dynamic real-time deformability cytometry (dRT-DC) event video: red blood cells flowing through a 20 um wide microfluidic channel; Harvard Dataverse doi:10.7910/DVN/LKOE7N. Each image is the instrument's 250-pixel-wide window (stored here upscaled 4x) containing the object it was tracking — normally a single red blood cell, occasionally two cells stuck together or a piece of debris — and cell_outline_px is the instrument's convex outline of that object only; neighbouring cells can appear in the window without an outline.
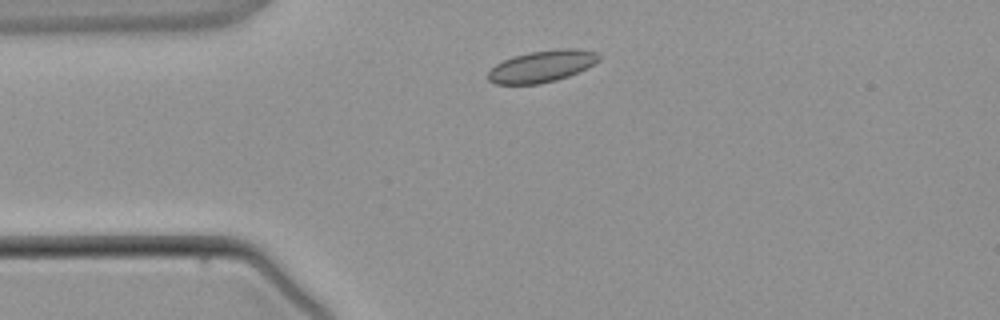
{"species": "common noctule bat (a hibernating species)", "species_latin": "Nyctalus noctula", "temperature_condition": "warm", "stored_images_in_passage": 1, "camera_frame_rate_fps": 3000, "um_per_image_px": 0.085, "animal": {"sex": "male", "body_mass_g": 21.5, "forearm_length_mm": 52.0}, "frame": {"image": 1, "passage_image": 1, "time_ms": 0.0, "image_size_px": [1000, 320], "cell_outline_px": [[600, 60], [588, 68], [568, 76], [556, 80], [540, 84], [496, 84], [488, 80], [488, 72], [496, 64], [512, 56], [528, 52], [560, 48], [580, 48], [596, 52], [600, 56]], "centroid_in_image_um": [46.09, 5.62], "position_along_channel_um": 38.9, "area_um2": 20.69}}